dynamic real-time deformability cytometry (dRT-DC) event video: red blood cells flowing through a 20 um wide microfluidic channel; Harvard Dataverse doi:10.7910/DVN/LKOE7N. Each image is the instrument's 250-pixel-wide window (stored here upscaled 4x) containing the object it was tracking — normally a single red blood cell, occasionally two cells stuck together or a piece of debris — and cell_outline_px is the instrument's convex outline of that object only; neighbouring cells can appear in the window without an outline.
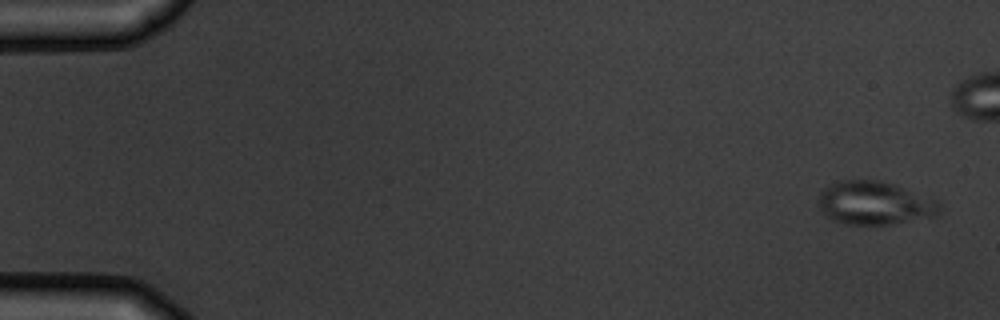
{"species": "common noctule bat (a hibernating species)", "species_latin": "Nyctalus noctula", "temperature_condition": "warm", "stored_images_in_passage": 5, "camera_frame_rate_fps": 3000, "um_per_image_px": 0.085, "animal": {"sex": "male", "body_mass_g": 19.5, "forearm_length_mm": 54.6}, "frame": {"image": 1, "passage_image": 1, "time_ms": 0.0, "image_size_px": [1000, 320], "cell_outline_px": [[940, 212], [936, 216], [892, 224], [844, 224], [832, 220], [820, 212], [820, 192], [824, 188], [836, 180], [880, 180], [904, 188], [936, 200], [940, 204]], "centroid_in_image_um": [74.32, 17.26], "position_along_channel_um": 10.7, "area_um2": 30.52}}